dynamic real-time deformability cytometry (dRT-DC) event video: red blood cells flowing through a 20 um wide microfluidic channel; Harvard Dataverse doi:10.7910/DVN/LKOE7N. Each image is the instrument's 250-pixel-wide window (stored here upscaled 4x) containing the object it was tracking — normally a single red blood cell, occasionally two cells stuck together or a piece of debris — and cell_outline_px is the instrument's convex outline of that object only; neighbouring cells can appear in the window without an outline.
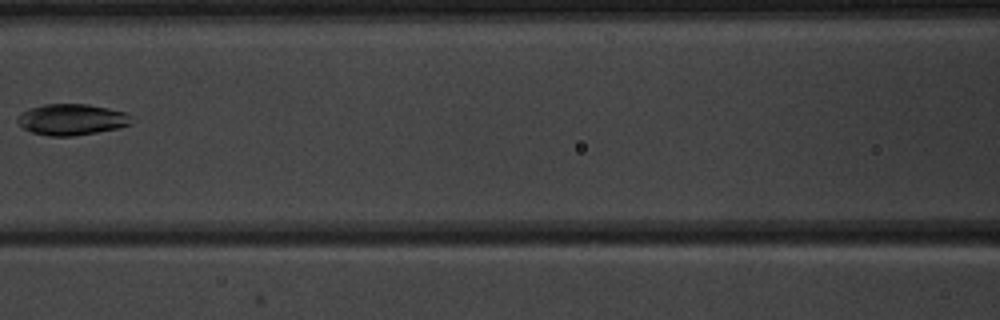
{"species": "common noctule bat (a hibernating species)", "species_latin": "Nyctalus noctula", "temperature_condition": "warm", "stored_images_in_passage": 6, "camera_frame_rate_fps": 3000, "um_per_image_px": 0.085, "animal": {"sex": "male", "body_mass_g": 20.1, "forearm_length_mm": 53.5}, "frame": {"image": 1, "passage_image": 5, "time_ms": 4.667, "image_size_px": [1000, 320], "cell_outline_px": [[132, 124], [120, 128], [72, 136], [48, 136], [32, 132], [24, 128], [16, 120], [20, 112], [28, 108], [44, 104], [88, 104], [128, 112]], "centroid_in_image_um": [6.09, 10.15], "position_along_channel_um": 160.5, "area_um2": 20.81}}
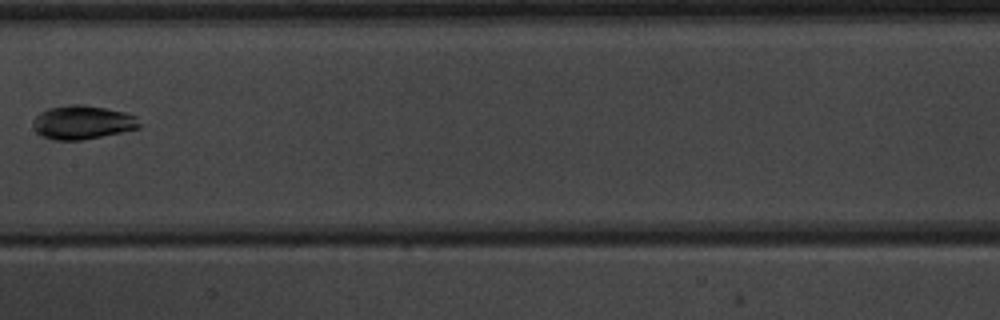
{"frame": {"image": 2, "passage_image": 6, "time_ms": 5.667, "image_size_px": [1000, 320], "cell_outline_px": [[144, 124], [140, 128], [80, 140], [52, 140], [36, 132], [32, 128], [32, 120], [40, 112], [48, 108], [68, 104], [80, 104], [104, 108], [124, 112], [136, 116]], "centroid_in_image_um": [7.0, 10.39], "position_along_channel_um": 200.4, "area_um2": 21.04}}